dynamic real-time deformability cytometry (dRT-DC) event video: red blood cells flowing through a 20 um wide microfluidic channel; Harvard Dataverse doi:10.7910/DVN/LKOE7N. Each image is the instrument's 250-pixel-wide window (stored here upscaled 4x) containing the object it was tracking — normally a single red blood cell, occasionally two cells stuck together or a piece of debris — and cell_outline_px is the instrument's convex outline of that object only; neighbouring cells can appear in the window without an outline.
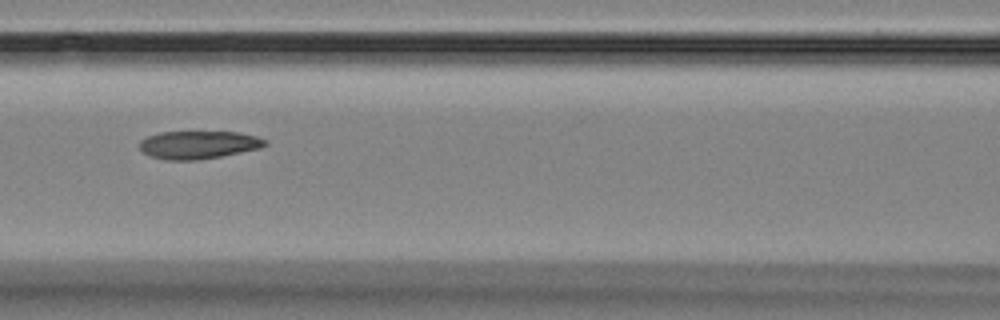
{"species": "Egyptian fruit bat (a non-hibernating species)", "species_latin": "Rousettus aegyptiacus", "temperature_condition": "room temperature", "stored_images_in_passage": 4, "camera_frame_rate_fps": 3000, "um_per_image_px": 0.085, "animal": {"sex": "female"}, "frame": {"image": 1, "passage_image": 3, "time_ms": 2.333, "image_size_px": [1000, 320], "cell_outline_px": [[268, 144], [260, 148], [220, 156], [196, 160], [168, 160], [152, 156], [144, 152], [140, 148], [140, 140], [148, 136], [160, 132], [236, 132], [256, 136], [268, 140]], "centroid_in_image_um": [16.89, 12.3], "position_along_channel_um": 149.7, "area_um2": 20.23}}
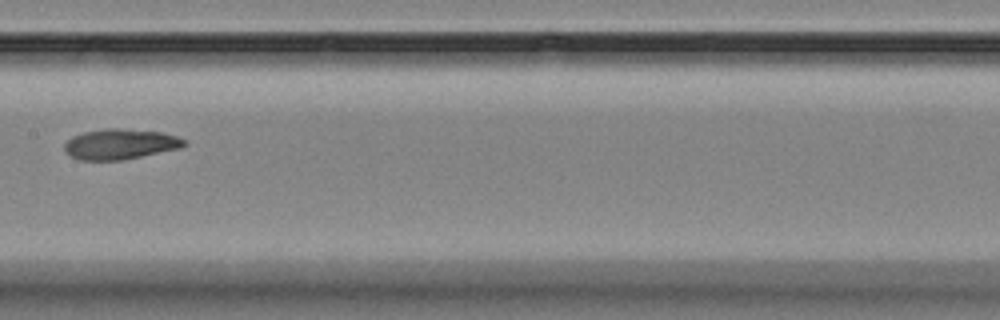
{"frame": {"image": 2, "passage_image": 4, "time_ms": 3.667, "image_size_px": [1000, 320], "cell_outline_px": [[188, 144], [180, 148], [124, 160], [80, 160], [64, 152], [64, 144], [72, 136], [84, 132], [104, 128], [120, 128], [160, 132], [176, 136], [188, 140]], "centroid_in_image_um": [10.23, 12.25], "position_along_channel_um": 197.2, "area_um2": 21.33}}